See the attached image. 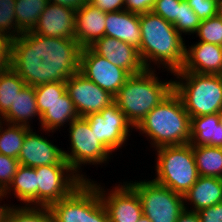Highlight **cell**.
Instances as JSON below:
<instances>
[{
	"label": "cell",
	"mask_w": 222,
	"mask_h": 222,
	"mask_svg": "<svg viewBox=\"0 0 222 222\" xmlns=\"http://www.w3.org/2000/svg\"><path fill=\"white\" fill-rule=\"evenodd\" d=\"M183 198L184 206L190 202L189 205L193 206L190 211L194 212L222 203V178L199 176Z\"/></svg>",
	"instance_id": "44dd1931"
},
{
	"label": "cell",
	"mask_w": 222,
	"mask_h": 222,
	"mask_svg": "<svg viewBox=\"0 0 222 222\" xmlns=\"http://www.w3.org/2000/svg\"><path fill=\"white\" fill-rule=\"evenodd\" d=\"M68 125L71 152L63 151L64 159L79 175L82 164L95 165L109 161L113 154L97 140L85 117H78Z\"/></svg>",
	"instance_id": "9c48e42d"
},
{
	"label": "cell",
	"mask_w": 222,
	"mask_h": 222,
	"mask_svg": "<svg viewBox=\"0 0 222 222\" xmlns=\"http://www.w3.org/2000/svg\"><path fill=\"white\" fill-rule=\"evenodd\" d=\"M195 34L199 41L222 46V19L216 15L202 20Z\"/></svg>",
	"instance_id": "836d02e7"
},
{
	"label": "cell",
	"mask_w": 222,
	"mask_h": 222,
	"mask_svg": "<svg viewBox=\"0 0 222 222\" xmlns=\"http://www.w3.org/2000/svg\"><path fill=\"white\" fill-rule=\"evenodd\" d=\"M176 222H201L197 212L190 211L186 206Z\"/></svg>",
	"instance_id": "b9f144b4"
},
{
	"label": "cell",
	"mask_w": 222,
	"mask_h": 222,
	"mask_svg": "<svg viewBox=\"0 0 222 222\" xmlns=\"http://www.w3.org/2000/svg\"><path fill=\"white\" fill-rule=\"evenodd\" d=\"M155 150L156 177L153 181L184 196L199 178L193 146L187 143L163 146Z\"/></svg>",
	"instance_id": "8992f818"
},
{
	"label": "cell",
	"mask_w": 222,
	"mask_h": 222,
	"mask_svg": "<svg viewBox=\"0 0 222 222\" xmlns=\"http://www.w3.org/2000/svg\"><path fill=\"white\" fill-rule=\"evenodd\" d=\"M48 3V0H16L15 17L17 28L22 33L32 31Z\"/></svg>",
	"instance_id": "83f0119b"
},
{
	"label": "cell",
	"mask_w": 222,
	"mask_h": 222,
	"mask_svg": "<svg viewBox=\"0 0 222 222\" xmlns=\"http://www.w3.org/2000/svg\"><path fill=\"white\" fill-rule=\"evenodd\" d=\"M89 180L99 191L109 222H137L140 219L143 214L140 198L127 182H120L118 186L106 192L100 184Z\"/></svg>",
	"instance_id": "5bb4252c"
},
{
	"label": "cell",
	"mask_w": 222,
	"mask_h": 222,
	"mask_svg": "<svg viewBox=\"0 0 222 222\" xmlns=\"http://www.w3.org/2000/svg\"><path fill=\"white\" fill-rule=\"evenodd\" d=\"M61 148L31 129L25 136L18 161L20 165L38 167L44 165L68 164Z\"/></svg>",
	"instance_id": "9a60e30c"
},
{
	"label": "cell",
	"mask_w": 222,
	"mask_h": 222,
	"mask_svg": "<svg viewBox=\"0 0 222 222\" xmlns=\"http://www.w3.org/2000/svg\"><path fill=\"white\" fill-rule=\"evenodd\" d=\"M79 72L113 96L131 76L125 69L96 54L90 47L82 49Z\"/></svg>",
	"instance_id": "7c38bea8"
},
{
	"label": "cell",
	"mask_w": 222,
	"mask_h": 222,
	"mask_svg": "<svg viewBox=\"0 0 222 222\" xmlns=\"http://www.w3.org/2000/svg\"><path fill=\"white\" fill-rule=\"evenodd\" d=\"M48 2L77 9L80 6H82L83 4H85L87 2V0H48Z\"/></svg>",
	"instance_id": "7bdbcfd3"
},
{
	"label": "cell",
	"mask_w": 222,
	"mask_h": 222,
	"mask_svg": "<svg viewBox=\"0 0 222 222\" xmlns=\"http://www.w3.org/2000/svg\"><path fill=\"white\" fill-rule=\"evenodd\" d=\"M79 115L76 112L74 104L66 92L61 99L54 102L49 106V109L41 115L40 128L46 132H54L58 128L66 124H70L74 119H77Z\"/></svg>",
	"instance_id": "d4e9b609"
},
{
	"label": "cell",
	"mask_w": 222,
	"mask_h": 222,
	"mask_svg": "<svg viewBox=\"0 0 222 222\" xmlns=\"http://www.w3.org/2000/svg\"><path fill=\"white\" fill-rule=\"evenodd\" d=\"M36 116L40 122L41 116L38 112L35 87L25 85L14 99L9 111L1 118V121L31 128L29 121Z\"/></svg>",
	"instance_id": "7402d4cb"
},
{
	"label": "cell",
	"mask_w": 222,
	"mask_h": 222,
	"mask_svg": "<svg viewBox=\"0 0 222 222\" xmlns=\"http://www.w3.org/2000/svg\"><path fill=\"white\" fill-rule=\"evenodd\" d=\"M48 208L54 222H109L99 191L90 180Z\"/></svg>",
	"instance_id": "52a82bcc"
},
{
	"label": "cell",
	"mask_w": 222,
	"mask_h": 222,
	"mask_svg": "<svg viewBox=\"0 0 222 222\" xmlns=\"http://www.w3.org/2000/svg\"><path fill=\"white\" fill-rule=\"evenodd\" d=\"M201 20L198 18L197 14L188 5L186 0L180 1V8L178 12V17L172 22L176 30L182 35L195 34L200 25Z\"/></svg>",
	"instance_id": "d6a6232c"
},
{
	"label": "cell",
	"mask_w": 222,
	"mask_h": 222,
	"mask_svg": "<svg viewBox=\"0 0 222 222\" xmlns=\"http://www.w3.org/2000/svg\"><path fill=\"white\" fill-rule=\"evenodd\" d=\"M65 84L79 117L101 112L114 102L115 98L110 92L88 80L80 72L69 77Z\"/></svg>",
	"instance_id": "4fadbf2b"
},
{
	"label": "cell",
	"mask_w": 222,
	"mask_h": 222,
	"mask_svg": "<svg viewBox=\"0 0 222 222\" xmlns=\"http://www.w3.org/2000/svg\"><path fill=\"white\" fill-rule=\"evenodd\" d=\"M154 3L155 0H125V10L140 15L151 12Z\"/></svg>",
	"instance_id": "74e56055"
},
{
	"label": "cell",
	"mask_w": 222,
	"mask_h": 222,
	"mask_svg": "<svg viewBox=\"0 0 222 222\" xmlns=\"http://www.w3.org/2000/svg\"><path fill=\"white\" fill-rule=\"evenodd\" d=\"M1 222H54L48 207L14 206L6 207Z\"/></svg>",
	"instance_id": "f546056e"
},
{
	"label": "cell",
	"mask_w": 222,
	"mask_h": 222,
	"mask_svg": "<svg viewBox=\"0 0 222 222\" xmlns=\"http://www.w3.org/2000/svg\"><path fill=\"white\" fill-rule=\"evenodd\" d=\"M19 165L18 159L0 154V193L12 183Z\"/></svg>",
	"instance_id": "e575fe53"
},
{
	"label": "cell",
	"mask_w": 222,
	"mask_h": 222,
	"mask_svg": "<svg viewBox=\"0 0 222 222\" xmlns=\"http://www.w3.org/2000/svg\"><path fill=\"white\" fill-rule=\"evenodd\" d=\"M87 2L106 13L125 10V0H87Z\"/></svg>",
	"instance_id": "ab89813d"
},
{
	"label": "cell",
	"mask_w": 222,
	"mask_h": 222,
	"mask_svg": "<svg viewBox=\"0 0 222 222\" xmlns=\"http://www.w3.org/2000/svg\"><path fill=\"white\" fill-rule=\"evenodd\" d=\"M10 66V40L0 34V70Z\"/></svg>",
	"instance_id": "60d3db41"
},
{
	"label": "cell",
	"mask_w": 222,
	"mask_h": 222,
	"mask_svg": "<svg viewBox=\"0 0 222 222\" xmlns=\"http://www.w3.org/2000/svg\"><path fill=\"white\" fill-rule=\"evenodd\" d=\"M26 83L9 66L0 70V119L9 111L14 99Z\"/></svg>",
	"instance_id": "4316f807"
},
{
	"label": "cell",
	"mask_w": 222,
	"mask_h": 222,
	"mask_svg": "<svg viewBox=\"0 0 222 222\" xmlns=\"http://www.w3.org/2000/svg\"><path fill=\"white\" fill-rule=\"evenodd\" d=\"M15 3L16 0H0V34L10 41L22 34L17 28Z\"/></svg>",
	"instance_id": "1f68e13d"
},
{
	"label": "cell",
	"mask_w": 222,
	"mask_h": 222,
	"mask_svg": "<svg viewBox=\"0 0 222 222\" xmlns=\"http://www.w3.org/2000/svg\"><path fill=\"white\" fill-rule=\"evenodd\" d=\"M138 194L143 215L151 222H176L184 211L183 195L153 180L127 182Z\"/></svg>",
	"instance_id": "ba28073f"
},
{
	"label": "cell",
	"mask_w": 222,
	"mask_h": 222,
	"mask_svg": "<svg viewBox=\"0 0 222 222\" xmlns=\"http://www.w3.org/2000/svg\"><path fill=\"white\" fill-rule=\"evenodd\" d=\"M105 35L140 49V15L127 10L106 13Z\"/></svg>",
	"instance_id": "ffe728a7"
},
{
	"label": "cell",
	"mask_w": 222,
	"mask_h": 222,
	"mask_svg": "<svg viewBox=\"0 0 222 222\" xmlns=\"http://www.w3.org/2000/svg\"><path fill=\"white\" fill-rule=\"evenodd\" d=\"M176 72L222 75V46L202 41L185 49V62Z\"/></svg>",
	"instance_id": "ac0fdd59"
},
{
	"label": "cell",
	"mask_w": 222,
	"mask_h": 222,
	"mask_svg": "<svg viewBox=\"0 0 222 222\" xmlns=\"http://www.w3.org/2000/svg\"><path fill=\"white\" fill-rule=\"evenodd\" d=\"M38 185V206L49 207L70 195L85 180L69 164L35 167Z\"/></svg>",
	"instance_id": "30bf717a"
},
{
	"label": "cell",
	"mask_w": 222,
	"mask_h": 222,
	"mask_svg": "<svg viewBox=\"0 0 222 222\" xmlns=\"http://www.w3.org/2000/svg\"><path fill=\"white\" fill-rule=\"evenodd\" d=\"M89 47L112 64L125 69L130 75L146 70L138 49L123 41L105 35Z\"/></svg>",
	"instance_id": "2e32d148"
},
{
	"label": "cell",
	"mask_w": 222,
	"mask_h": 222,
	"mask_svg": "<svg viewBox=\"0 0 222 222\" xmlns=\"http://www.w3.org/2000/svg\"><path fill=\"white\" fill-rule=\"evenodd\" d=\"M141 43L139 54L146 69L151 62L162 65L171 75L183 68L185 41L174 25L151 12L140 14Z\"/></svg>",
	"instance_id": "7a4b0ae2"
},
{
	"label": "cell",
	"mask_w": 222,
	"mask_h": 222,
	"mask_svg": "<svg viewBox=\"0 0 222 222\" xmlns=\"http://www.w3.org/2000/svg\"><path fill=\"white\" fill-rule=\"evenodd\" d=\"M13 191L14 198L22 201L25 206H38L37 174L33 167L19 165L12 183L2 193L6 197Z\"/></svg>",
	"instance_id": "cb8c5ba5"
},
{
	"label": "cell",
	"mask_w": 222,
	"mask_h": 222,
	"mask_svg": "<svg viewBox=\"0 0 222 222\" xmlns=\"http://www.w3.org/2000/svg\"><path fill=\"white\" fill-rule=\"evenodd\" d=\"M188 5L202 20L216 16L217 0H186Z\"/></svg>",
	"instance_id": "8d00e7d4"
},
{
	"label": "cell",
	"mask_w": 222,
	"mask_h": 222,
	"mask_svg": "<svg viewBox=\"0 0 222 222\" xmlns=\"http://www.w3.org/2000/svg\"><path fill=\"white\" fill-rule=\"evenodd\" d=\"M192 146L222 147V126L219 113L191 117Z\"/></svg>",
	"instance_id": "603a6c76"
},
{
	"label": "cell",
	"mask_w": 222,
	"mask_h": 222,
	"mask_svg": "<svg viewBox=\"0 0 222 222\" xmlns=\"http://www.w3.org/2000/svg\"><path fill=\"white\" fill-rule=\"evenodd\" d=\"M219 121H220V124L222 126V110L219 112Z\"/></svg>",
	"instance_id": "7dc6e473"
},
{
	"label": "cell",
	"mask_w": 222,
	"mask_h": 222,
	"mask_svg": "<svg viewBox=\"0 0 222 222\" xmlns=\"http://www.w3.org/2000/svg\"><path fill=\"white\" fill-rule=\"evenodd\" d=\"M151 140V147L183 145L191 141V118L180 97L172 91L135 128Z\"/></svg>",
	"instance_id": "3957f363"
},
{
	"label": "cell",
	"mask_w": 222,
	"mask_h": 222,
	"mask_svg": "<svg viewBox=\"0 0 222 222\" xmlns=\"http://www.w3.org/2000/svg\"><path fill=\"white\" fill-rule=\"evenodd\" d=\"M0 121V154L18 159L26 134L32 129Z\"/></svg>",
	"instance_id": "f1b7e54d"
},
{
	"label": "cell",
	"mask_w": 222,
	"mask_h": 222,
	"mask_svg": "<svg viewBox=\"0 0 222 222\" xmlns=\"http://www.w3.org/2000/svg\"><path fill=\"white\" fill-rule=\"evenodd\" d=\"M199 176L222 178V147L193 146Z\"/></svg>",
	"instance_id": "484cf974"
},
{
	"label": "cell",
	"mask_w": 222,
	"mask_h": 222,
	"mask_svg": "<svg viewBox=\"0 0 222 222\" xmlns=\"http://www.w3.org/2000/svg\"><path fill=\"white\" fill-rule=\"evenodd\" d=\"M137 222H151V220L147 216L142 214V216Z\"/></svg>",
	"instance_id": "bcb514c9"
},
{
	"label": "cell",
	"mask_w": 222,
	"mask_h": 222,
	"mask_svg": "<svg viewBox=\"0 0 222 222\" xmlns=\"http://www.w3.org/2000/svg\"><path fill=\"white\" fill-rule=\"evenodd\" d=\"M173 91L180 97L191 117L222 110V75L174 72Z\"/></svg>",
	"instance_id": "5b68a950"
},
{
	"label": "cell",
	"mask_w": 222,
	"mask_h": 222,
	"mask_svg": "<svg viewBox=\"0 0 222 222\" xmlns=\"http://www.w3.org/2000/svg\"><path fill=\"white\" fill-rule=\"evenodd\" d=\"M201 222H222V203L197 212Z\"/></svg>",
	"instance_id": "f35d334b"
},
{
	"label": "cell",
	"mask_w": 222,
	"mask_h": 222,
	"mask_svg": "<svg viewBox=\"0 0 222 222\" xmlns=\"http://www.w3.org/2000/svg\"><path fill=\"white\" fill-rule=\"evenodd\" d=\"M181 0H155L152 12L172 23L177 17Z\"/></svg>",
	"instance_id": "d590c367"
},
{
	"label": "cell",
	"mask_w": 222,
	"mask_h": 222,
	"mask_svg": "<svg viewBox=\"0 0 222 222\" xmlns=\"http://www.w3.org/2000/svg\"><path fill=\"white\" fill-rule=\"evenodd\" d=\"M82 49L75 39L27 31L10 41V67L26 85L65 82L79 72Z\"/></svg>",
	"instance_id": "6da1fadb"
},
{
	"label": "cell",
	"mask_w": 222,
	"mask_h": 222,
	"mask_svg": "<svg viewBox=\"0 0 222 222\" xmlns=\"http://www.w3.org/2000/svg\"><path fill=\"white\" fill-rule=\"evenodd\" d=\"M106 12L86 2L75 11V40L84 48L105 36Z\"/></svg>",
	"instance_id": "d6986e66"
},
{
	"label": "cell",
	"mask_w": 222,
	"mask_h": 222,
	"mask_svg": "<svg viewBox=\"0 0 222 222\" xmlns=\"http://www.w3.org/2000/svg\"><path fill=\"white\" fill-rule=\"evenodd\" d=\"M65 82H51L35 87L36 102L40 116L49 109V106L61 99L66 93Z\"/></svg>",
	"instance_id": "4dcf8cb0"
},
{
	"label": "cell",
	"mask_w": 222,
	"mask_h": 222,
	"mask_svg": "<svg viewBox=\"0 0 222 222\" xmlns=\"http://www.w3.org/2000/svg\"><path fill=\"white\" fill-rule=\"evenodd\" d=\"M75 11L72 7L49 2L32 32L45 37L75 39Z\"/></svg>",
	"instance_id": "e0dca14e"
},
{
	"label": "cell",
	"mask_w": 222,
	"mask_h": 222,
	"mask_svg": "<svg viewBox=\"0 0 222 222\" xmlns=\"http://www.w3.org/2000/svg\"><path fill=\"white\" fill-rule=\"evenodd\" d=\"M4 197L2 196V193H0V200L2 201ZM7 205L6 204H3V206L0 205V222L3 218V215H4V212H5V209H6Z\"/></svg>",
	"instance_id": "f6af8a7d"
},
{
	"label": "cell",
	"mask_w": 222,
	"mask_h": 222,
	"mask_svg": "<svg viewBox=\"0 0 222 222\" xmlns=\"http://www.w3.org/2000/svg\"><path fill=\"white\" fill-rule=\"evenodd\" d=\"M154 72L155 68L131 75L114 96V102L133 128L173 91L172 79L162 81Z\"/></svg>",
	"instance_id": "277c9868"
},
{
	"label": "cell",
	"mask_w": 222,
	"mask_h": 222,
	"mask_svg": "<svg viewBox=\"0 0 222 222\" xmlns=\"http://www.w3.org/2000/svg\"><path fill=\"white\" fill-rule=\"evenodd\" d=\"M216 15L222 19V0H217Z\"/></svg>",
	"instance_id": "ee69618b"
},
{
	"label": "cell",
	"mask_w": 222,
	"mask_h": 222,
	"mask_svg": "<svg viewBox=\"0 0 222 222\" xmlns=\"http://www.w3.org/2000/svg\"><path fill=\"white\" fill-rule=\"evenodd\" d=\"M85 118L96 134L97 140L111 153L121 149L130 136V129L133 130V126L115 102L101 112L90 113Z\"/></svg>",
	"instance_id": "8fae6325"
}]
</instances>
